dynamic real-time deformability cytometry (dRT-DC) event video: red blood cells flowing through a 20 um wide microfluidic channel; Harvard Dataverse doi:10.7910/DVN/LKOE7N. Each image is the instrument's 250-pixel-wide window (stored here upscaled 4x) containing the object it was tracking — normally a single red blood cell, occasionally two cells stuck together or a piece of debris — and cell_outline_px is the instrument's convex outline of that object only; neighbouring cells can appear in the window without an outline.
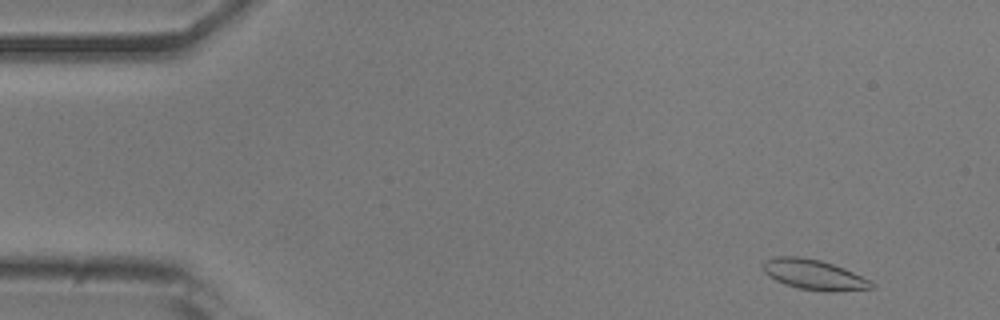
{"species": "common noctule bat (a hibernating species)", "species_latin": "Nyctalus noctula", "temperature_condition": "room temperature", "stored_images_in_passage": 21, "camera_frame_rate_fps": 3000, "um_per_image_px": 0.085, "animal": {"sex": "male", "body_mass_g": 20.5, "forearm_length_mm": 52.5}, "frame": {"image": 1, "passage_image": 2, "time_ms": 0.333, "image_size_px": [1000, 320], "cell_outline_px": [[876, 288], [836, 292], [828, 292], [800, 288], [784, 284], [768, 276], [760, 268], [760, 264], [764, 260], [776, 256], [800, 256], [820, 260], [844, 268], [876, 284]], "centroid_in_image_um": [69.14, 23.34], "position_along_channel_um": 15.9, "area_um2": 19.31}}
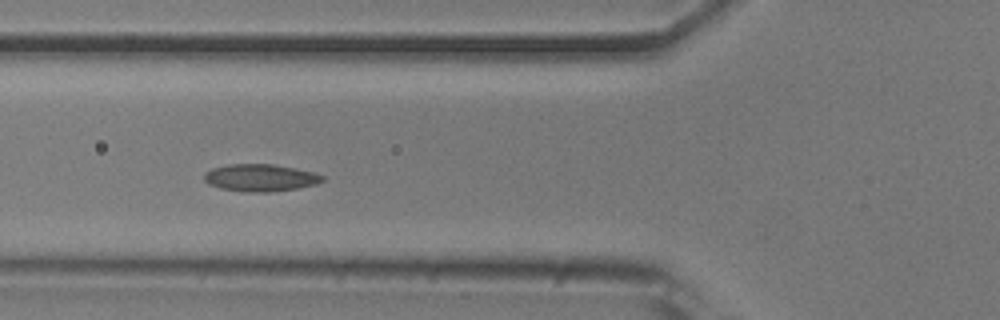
{"frame": {"image": 2, "passage_image": 17, "time_ms": 5.333, "image_size_px": [1000, 320], "cell_outline_px": [[324, 180], [316, 184], [296, 188], [268, 192], [244, 192], [220, 188], [208, 184], [204, 180], [204, 172], [212, 168], [228, 164], [272, 164], [296, 168], [312, 172], [324, 176]], "centroid_in_image_um": [22.09, 15.1], "position_along_channel_um": 103.7, "area_um2": 18.79}}
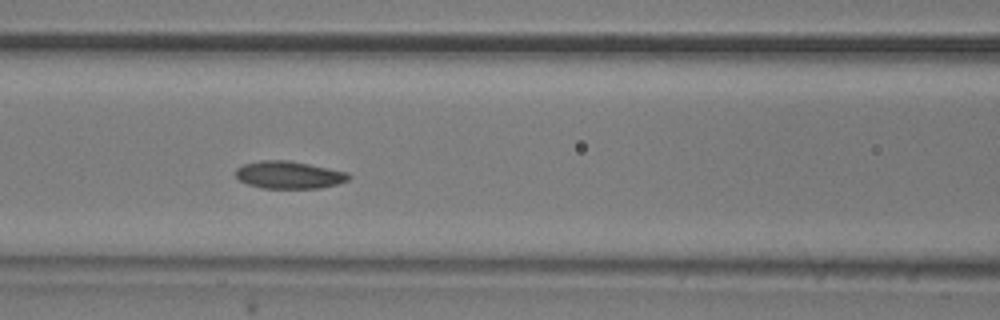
{"frame": {"image": 3, "passage_image": 20, "time_ms": 6.333, "image_size_px": [1000, 320], "cell_outline_px": [[352, 176], [348, 180], [336, 184], [320, 188], [260, 188], [248, 184], [240, 180], [236, 176], [236, 168], [244, 164], [260, 160], [288, 160], [348, 172]], "centroid_in_image_um": [24.56, 14.86], "position_along_channel_um": 142.0, "area_um2": 18.03}}